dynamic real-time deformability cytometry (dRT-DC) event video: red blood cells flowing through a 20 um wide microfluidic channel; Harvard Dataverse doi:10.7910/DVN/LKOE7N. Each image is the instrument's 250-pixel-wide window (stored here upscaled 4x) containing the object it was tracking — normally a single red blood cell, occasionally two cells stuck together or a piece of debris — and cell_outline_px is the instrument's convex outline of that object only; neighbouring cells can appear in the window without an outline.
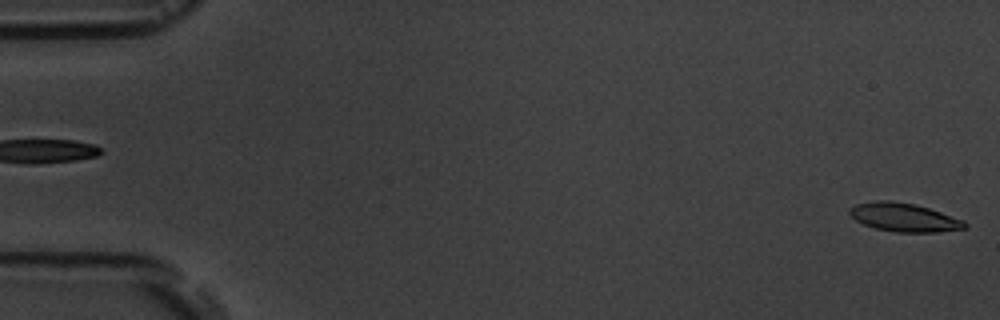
{"species": "common noctule bat (a hibernating species)", "species_latin": "Nyctalus noctula", "temperature_condition": "room temperature", "stored_images_in_passage": 6, "segment_of_instrument_passage": [2, 2], "camera_frame_rate_fps": 3000, "um_per_image_px": 0.085, "animal": {"sex": "male", "body_mass_g": 19.5, "forearm_length_mm": 54.6}, "frame": {"image": 1, "passage_image": 6, "time_ms": 6.0, "image_size_px": [1000, 320], "cell_outline_px": [[968, 228], [936, 232], [896, 232], [876, 228], [864, 224], [856, 220], [848, 212], [848, 208], [856, 204], [876, 200], [888, 200], [916, 204], [964, 220], [968, 224]], "centroid_in_image_um": [76.85, 18.47], "position_along_channel_um": 8.2, "area_um2": 19.13}}